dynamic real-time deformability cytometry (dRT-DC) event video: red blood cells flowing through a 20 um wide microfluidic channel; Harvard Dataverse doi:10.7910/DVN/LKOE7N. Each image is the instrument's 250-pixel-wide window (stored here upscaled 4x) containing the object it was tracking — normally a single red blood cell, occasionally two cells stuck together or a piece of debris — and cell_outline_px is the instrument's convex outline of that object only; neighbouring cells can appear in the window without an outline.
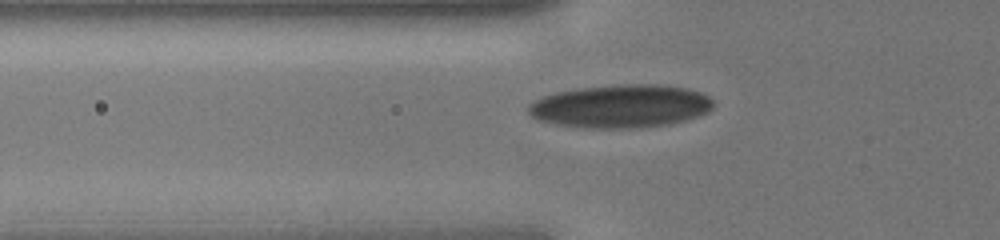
{"species": "human", "species_latin": "Homo sapiens", "temperature_condition": "cold", "stored_images_in_passage": 6, "camera_frame_rate_fps": 3000, "um_per_image_px": 0.085, "donor": {"sex": "male"}, "frame": {"image": 1, "passage_image": 4, "time_ms": 1.0, "image_size_px": [1000, 240], "cell_outline_px": [[712, 108], [708, 112], [700, 116], [668, 124], [640, 128], [584, 128], [556, 124], [536, 120], [528, 112], [528, 104], [532, 100], [556, 92], [576, 88], [620, 84], [660, 84], [688, 88], [700, 92], [708, 96], [712, 100]], "centroid_in_image_um": [52.74, 9.02], "position_along_channel_um": 73.1, "area_um2": 46.93}}
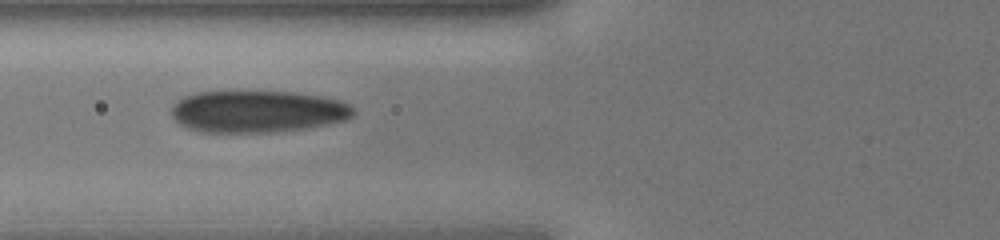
{"frame": {"image": 2, "passage_image": 5, "time_ms": 1.333, "image_size_px": [1000, 240], "cell_outline_px": [[356, 112], [352, 116], [344, 120], [328, 124], [304, 128], [276, 132], [200, 132], [184, 128], [172, 116], [172, 104], [176, 100], [184, 96], [196, 92], [296, 92], [320, 96], [340, 100], [352, 104], [356, 108]], "centroid_in_image_um": [21.89, 9.48], "position_along_channel_um": 103.9, "area_um2": 44.85}}
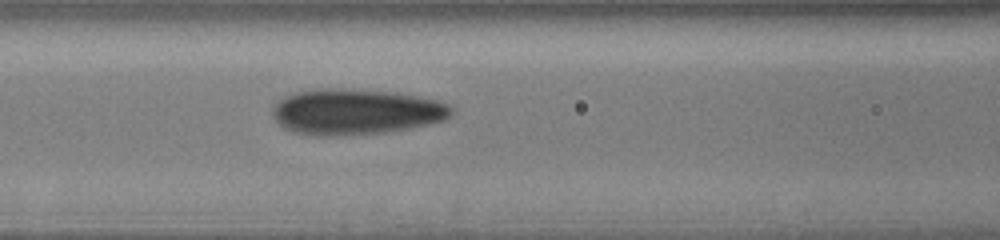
{"frame": {"image": 3, "passage_image": 6, "time_ms": 1.667, "image_size_px": [1000, 240], "cell_outline_px": [[452, 116], [444, 120], [428, 124], [408, 128], [384, 132], [328, 136], [308, 136], [292, 132], [284, 128], [276, 120], [272, 112], [272, 108], [284, 96], [296, 92], [324, 88], [332, 88], [392, 92], [440, 100], [452, 104]], "centroid_in_image_um": [30.25, 9.51], "position_along_channel_um": 136.3, "area_um2": 47.63}}